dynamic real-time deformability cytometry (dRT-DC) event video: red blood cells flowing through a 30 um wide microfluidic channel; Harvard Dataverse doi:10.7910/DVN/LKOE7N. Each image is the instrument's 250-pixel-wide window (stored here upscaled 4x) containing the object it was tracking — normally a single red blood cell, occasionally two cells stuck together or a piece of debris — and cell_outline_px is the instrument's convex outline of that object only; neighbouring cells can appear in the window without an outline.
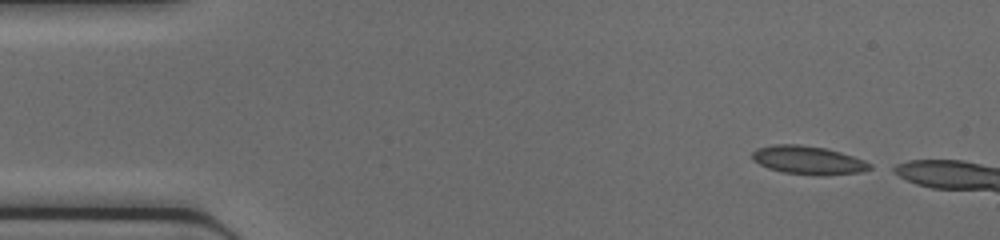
{"species": "common noctule bat (a hibernating species)", "species_latin": "Nyctalus noctula", "temperature_condition": "cold", "stored_images_in_passage": 6, "camera_frame_rate_fps": 3000, "um_per_image_px": 0.085, "animal": {"sex": "female", "body_mass_g": 17.0, "forearm_length_mm": 48.0}, "frame": {"image": 1, "passage_image": 1, "time_ms": 0.0, "image_size_px": [1000, 240], "cell_outline_px": [[872, 168], [860, 172], [824, 176], [784, 172], [768, 168], [752, 160], [752, 152], [756, 148], [772, 144], [800, 144], [824, 148], [840, 152], [864, 160], [872, 164]], "centroid_in_image_um": [68.68, 13.61], "position_along_channel_um": 16.3, "area_um2": 19.48}}